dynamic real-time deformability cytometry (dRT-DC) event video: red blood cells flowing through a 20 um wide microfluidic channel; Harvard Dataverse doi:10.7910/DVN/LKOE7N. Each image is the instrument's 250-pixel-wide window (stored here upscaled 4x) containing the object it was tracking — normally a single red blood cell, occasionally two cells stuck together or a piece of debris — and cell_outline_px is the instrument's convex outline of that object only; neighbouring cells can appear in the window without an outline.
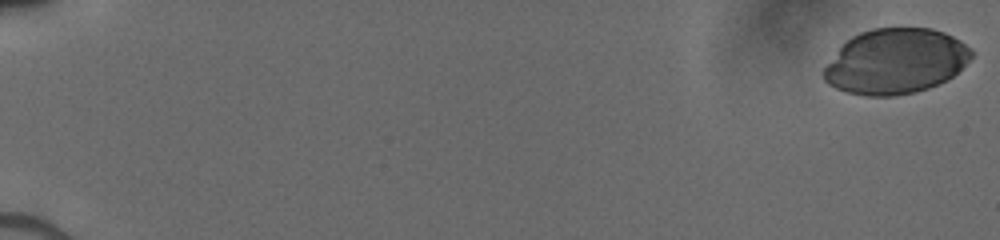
{"species": "human", "species_latin": "Homo sapiens", "temperature_condition": "cold", "stored_images_in_passage": 47, "camera_frame_rate_fps": 3000, "um_per_image_px": 0.085, "donor": {"sex": "male"}, "frame": {"image": 1, "passage_image": 1, "time_ms": 0.0, "image_size_px": [1000, 240], "cell_outline_px": [[972, 56], [952, 76], [928, 88], [916, 92], [896, 96], [864, 96], [848, 92], [836, 88], [828, 84], [824, 80], [824, 68], [840, 48], [852, 36], [860, 32], [872, 28], [932, 28], [944, 32], [960, 40], [972, 52]], "centroid_in_image_um": [76.11, 5.21], "position_along_channel_um": 8.9, "area_um2": 55.55}}
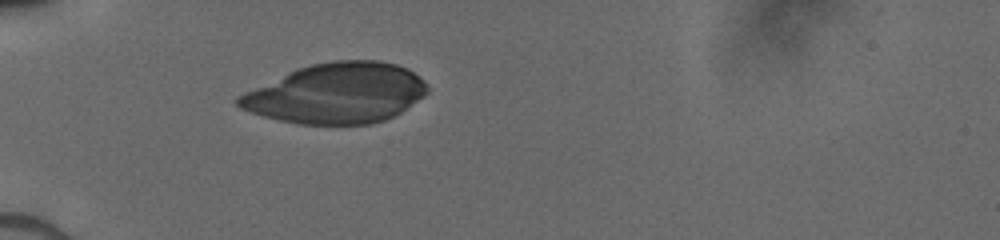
{"frame": {"image": 2, "passage_image": 18, "time_ms": 5.667, "image_size_px": [1000, 240], "cell_outline_px": [[428, 92], [424, 96], [400, 112], [384, 120], [372, 124], [296, 124], [264, 116], [240, 108], [236, 104], [236, 96], [244, 92], [296, 68], [312, 64], [332, 60], [380, 60], [396, 64], [408, 68], [424, 80], [428, 88]], "centroid_in_image_um": [28.6, 7.92], "position_along_channel_um": 56.4, "area_um2": 66.3}}